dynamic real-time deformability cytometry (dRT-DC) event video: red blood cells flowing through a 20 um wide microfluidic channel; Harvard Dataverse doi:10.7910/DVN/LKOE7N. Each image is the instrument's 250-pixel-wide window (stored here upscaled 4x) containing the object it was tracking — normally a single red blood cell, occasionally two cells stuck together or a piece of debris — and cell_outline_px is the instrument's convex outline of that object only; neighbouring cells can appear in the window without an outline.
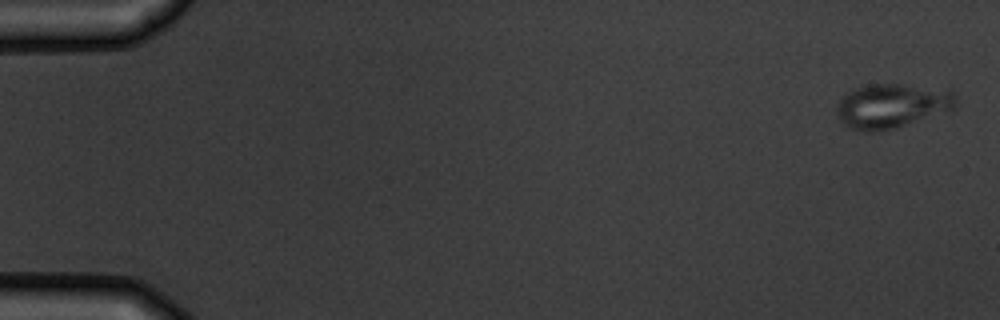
{"species": "common noctule bat (a hibernating species)", "species_latin": "Nyctalus noctula", "temperature_condition": "warm", "stored_images_in_passage": 6, "camera_frame_rate_fps": 3000, "um_per_image_px": 0.085, "animal": {"sex": "male", "body_mass_g": 19.5, "forearm_length_mm": 54.6}, "frame": {"image": 1, "passage_image": 1, "time_ms": 0.0, "image_size_px": [1000, 320], "cell_outline_px": [[956, 104], [952, 108], [896, 128], [872, 132], [868, 132], [848, 128], [840, 120], [836, 112], [836, 104], [848, 92], [856, 88], [872, 84], [904, 84], [952, 92], [956, 96]], "centroid_in_image_um": [75.72, 9.01], "position_along_channel_um": 9.3, "area_um2": 30.17}}